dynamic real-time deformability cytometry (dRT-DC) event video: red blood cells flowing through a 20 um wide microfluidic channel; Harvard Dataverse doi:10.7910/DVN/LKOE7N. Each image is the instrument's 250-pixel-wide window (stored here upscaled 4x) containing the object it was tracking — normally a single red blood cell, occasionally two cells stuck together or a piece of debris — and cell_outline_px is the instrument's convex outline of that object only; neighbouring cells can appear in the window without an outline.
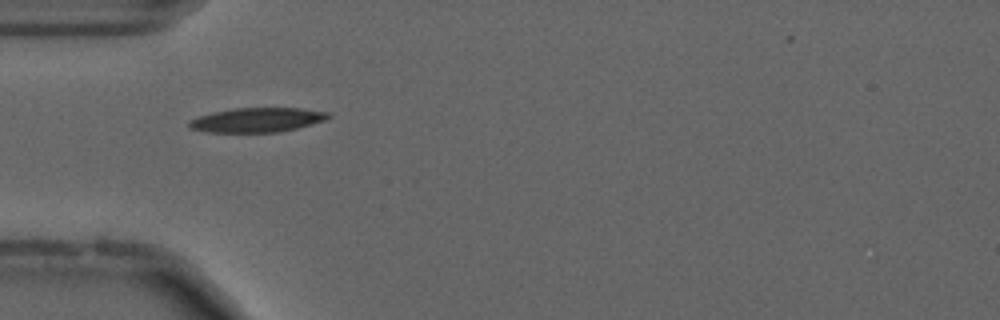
{"species": "common noctule bat (a hibernating species)", "species_latin": "Nyctalus noctula", "temperature_condition": "cold", "stored_images_in_passage": 12, "camera_frame_rate_fps": 3000, "um_per_image_px": 0.085, "animal": {"sex": "male", "forearm_length_mm": 52.5}, "frame": {"image": 1, "passage_image": 2, "time_ms": 0.333, "image_size_px": [1000, 320], "cell_outline_px": [[332, 116], [324, 120], [312, 124], [280, 132], [204, 132], [188, 128], [188, 120], [212, 112], [236, 108], [300, 108], [332, 112]], "centroid_in_image_um": [21.86, 10.19], "position_along_channel_um": 63.1, "area_um2": 19.94}}
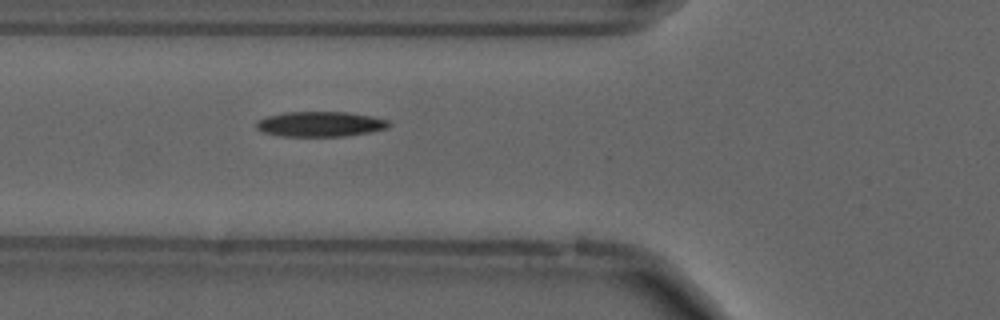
{"frame": {"image": 2, "passage_image": 5, "time_ms": 1.333, "image_size_px": [1000, 320], "cell_outline_px": [[392, 124], [388, 128], [372, 132], [348, 136], [280, 136], [260, 132], [256, 128], [256, 120], [268, 116], [284, 112], [348, 112], [372, 116], [388, 120]], "centroid_in_image_um": [27.23, 10.55], "position_along_channel_um": 98.6, "area_um2": 19.71}}